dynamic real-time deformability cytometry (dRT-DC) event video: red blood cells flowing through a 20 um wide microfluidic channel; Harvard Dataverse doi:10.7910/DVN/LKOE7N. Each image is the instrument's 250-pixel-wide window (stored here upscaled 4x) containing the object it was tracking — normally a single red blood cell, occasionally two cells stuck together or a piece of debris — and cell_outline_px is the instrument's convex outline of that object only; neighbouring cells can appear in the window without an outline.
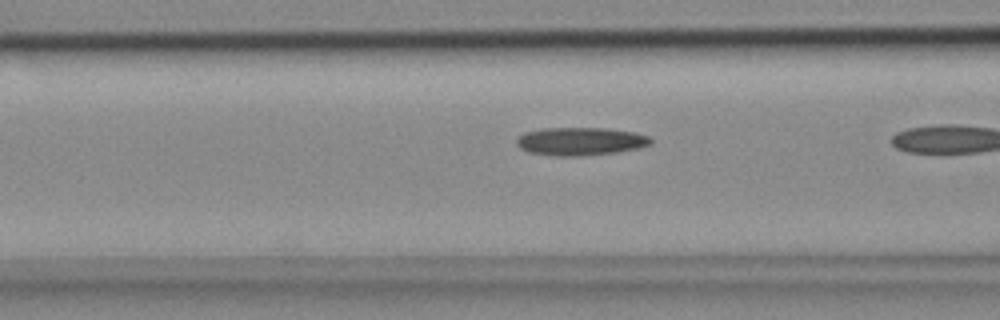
{"species": "common noctule bat (a hibernating species)", "species_latin": "Nyctalus noctula", "temperature_condition": "cold", "stored_images_in_passage": 19, "camera_frame_rate_fps": 3000, "um_per_image_px": 0.085, "animal": {"sex": "female", "body_mass_g": 18.4}, "frame": {"image": 1, "passage_image": 18, "time_ms": 5.667, "image_size_px": [1000, 320], "cell_outline_px": [[652, 144], [640, 148], [616, 152], [580, 156], [556, 156], [528, 152], [520, 148], [516, 144], [516, 140], [524, 132], [544, 128], [608, 128], [636, 132], [648, 136], [652, 140]], "centroid_in_image_um": [49.35, 12.01], "position_along_channel_um": 117.2, "area_um2": 22.08}}